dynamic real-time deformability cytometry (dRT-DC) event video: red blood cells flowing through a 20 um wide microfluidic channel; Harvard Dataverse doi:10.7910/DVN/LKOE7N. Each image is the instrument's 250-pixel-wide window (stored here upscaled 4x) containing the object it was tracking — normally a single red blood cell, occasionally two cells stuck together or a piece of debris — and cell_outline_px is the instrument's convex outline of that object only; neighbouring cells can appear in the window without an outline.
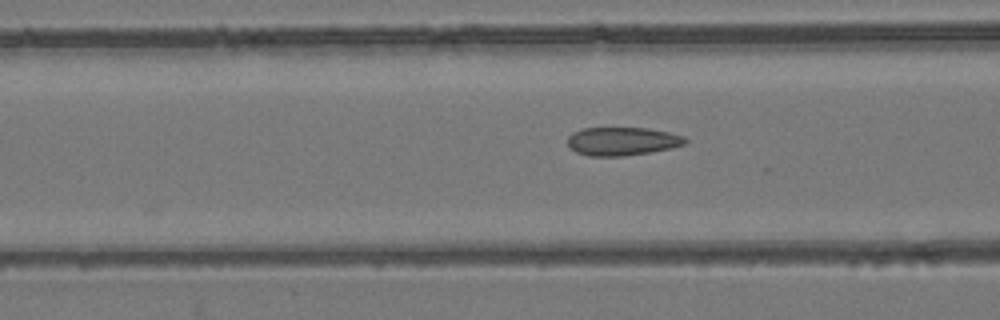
{"species": "common noctule bat (a hibernating species)", "species_latin": "Nyctalus noctula", "temperature_condition": "room temperature", "stored_images_in_passage": 35, "camera_frame_rate_fps": 3000, "um_per_image_px": 0.085, "animal": {"sex": "female", "body_mass_g": 24.6, "forearm_length_mm": 56.2}, "frame": {"image": 1, "passage_image": 9, "time_ms": 2.667, "image_size_px": [1000, 320], "cell_outline_px": [[688, 140], [684, 144], [672, 148], [624, 156], [588, 156], [576, 152], [568, 144], [568, 136], [572, 132], [584, 128], [648, 128], [668, 132], [684, 136]], "centroid_in_image_um": [52.89, 12.0], "position_along_channel_um": 113.7, "area_um2": 19.36}}
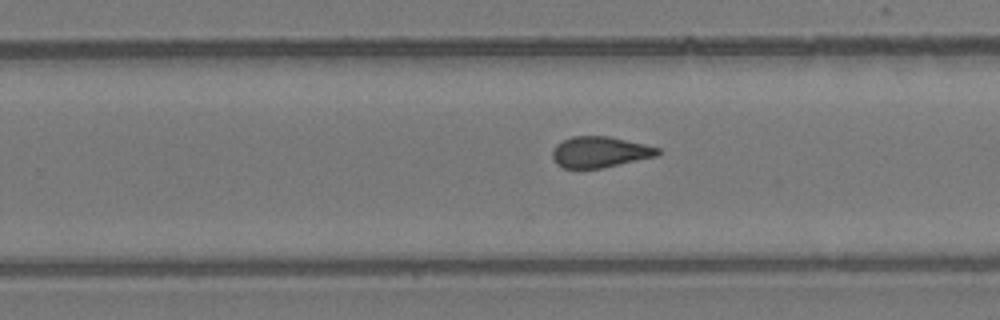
{"frame": {"image": 2, "passage_image": 22, "time_ms": 7.0, "image_size_px": [1000, 320], "cell_outline_px": [[660, 152], [656, 156], [604, 168], [564, 168], [556, 164], [552, 160], [552, 148], [556, 144], [572, 136], [608, 136], [644, 144], [660, 148]], "centroid_in_image_um": [50.95, 12.93], "position_along_channel_um": 278.8, "area_um2": 19.07}}
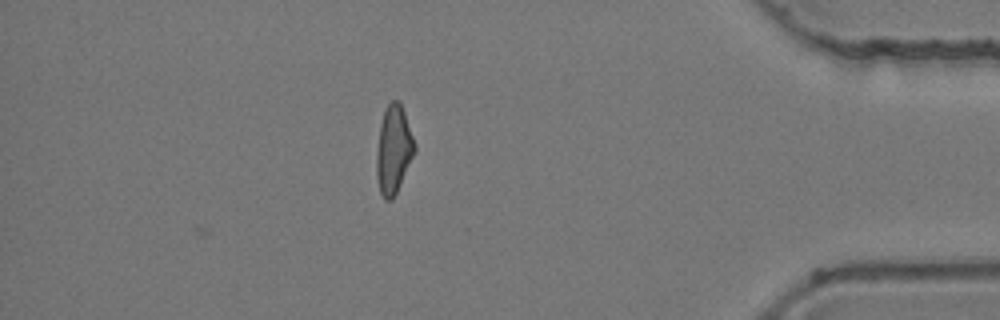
{"frame": {"image": 3, "passage_image": 35, "time_ms": 11.333, "image_size_px": [1000, 320], "cell_outline_px": [[416, 152], [392, 200], [384, 200], [380, 192], [376, 176], [376, 152], [380, 124], [384, 112], [388, 104], [392, 100], [400, 100], [416, 144]], "centroid_in_image_um": [33.46, 12.71], "position_along_channel_um": 401.7, "area_um2": 19.71}, "authors_computed_cell_mechanics": {"area_um2": 19.3052, "velocity_mm_per_s": 3.817, "shape_relaxation_time_tau1_ms": null, "shape_relaxation_time_tau2_ms": 2.1657, "deformation_change_tau1": null, "deformation_change_tau2": 0.0959}}